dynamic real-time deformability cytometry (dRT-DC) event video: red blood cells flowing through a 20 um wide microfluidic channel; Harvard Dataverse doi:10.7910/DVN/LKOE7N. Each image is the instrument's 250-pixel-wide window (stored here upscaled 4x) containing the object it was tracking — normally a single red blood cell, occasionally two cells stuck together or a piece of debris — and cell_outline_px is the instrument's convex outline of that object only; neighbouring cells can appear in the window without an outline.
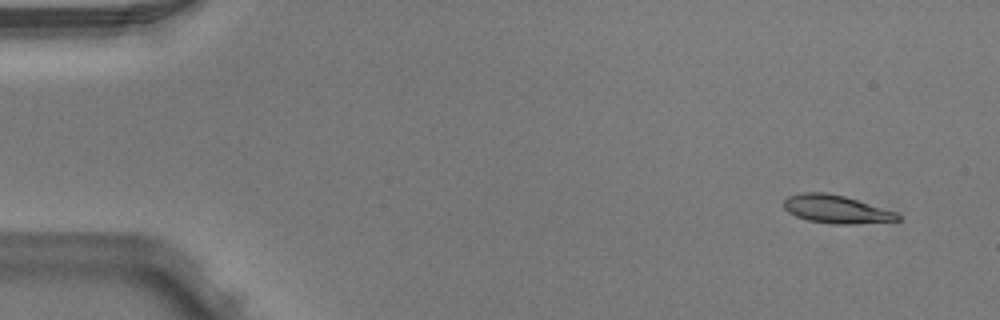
{"species": "Egyptian fruit bat (a non-hibernating species)", "species_latin": "Rousettus aegyptiacus", "temperature_condition": "warm", "stored_images_in_passage": 6, "segment_of_instrument_passage": [2, 2], "camera_frame_rate_fps": 3000, "um_per_image_px": 0.085, "animal": {"sex": "male"}, "frame": {"image": 1, "passage_image": 6, "time_ms": 1.667, "image_size_px": [1000, 320], "cell_outline_px": [[900, 220], [852, 224], [832, 224], [808, 220], [796, 216], [788, 212], [784, 208], [784, 200], [788, 196], [804, 192], [824, 192], [844, 196], [896, 212], [900, 216]], "centroid_in_image_um": [71.05, 17.78], "position_along_channel_um": 13.9, "area_um2": 18.44}}